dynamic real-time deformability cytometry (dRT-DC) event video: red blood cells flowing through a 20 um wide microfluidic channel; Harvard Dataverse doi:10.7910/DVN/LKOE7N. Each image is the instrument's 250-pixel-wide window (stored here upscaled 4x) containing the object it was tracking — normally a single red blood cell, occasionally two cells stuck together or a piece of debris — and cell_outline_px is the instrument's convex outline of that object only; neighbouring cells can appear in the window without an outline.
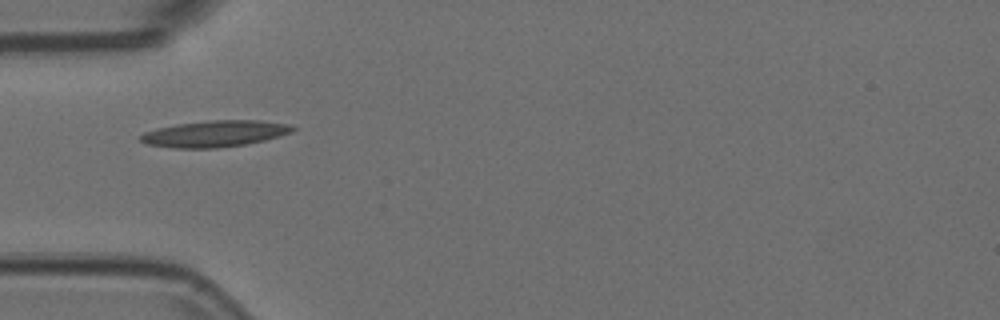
{"species": "Egyptian fruit bat (a non-hibernating species)", "species_latin": "Rousettus aegyptiacus", "temperature_condition": "room temperature", "stored_images_in_passage": 9, "camera_frame_rate_fps": 3000, "um_per_image_px": 0.085, "animal": {"sex": "female"}, "frame": {"image": 1, "passage_image": 1, "time_ms": 0.0, "image_size_px": [1000, 320], "cell_outline_px": [[296, 128], [292, 132], [264, 140], [244, 144], [216, 148], [176, 148], [148, 144], [140, 140], [140, 136], [144, 132], [156, 128], [176, 124], [208, 120], [260, 120], [292, 124]], "centroid_in_image_um": [18.28, 11.35], "position_along_channel_um": 66.7, "area_um2": 23.35}}
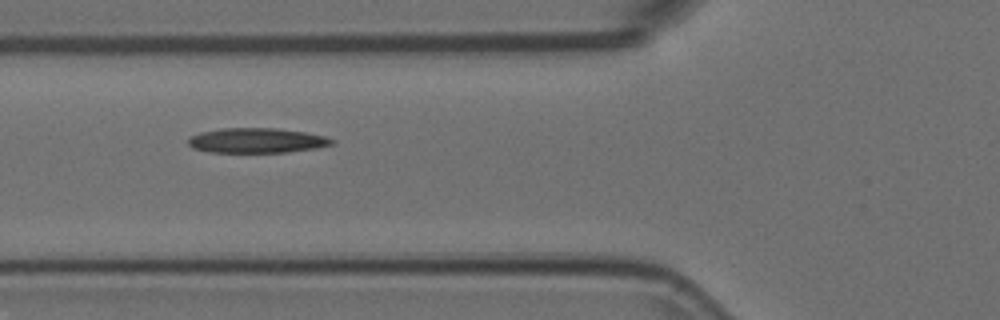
{"frame": {"image": 2, "passage_image": 4, "time_ms": 1.0, "image_size_px": [1000, 320], "cell_outline_px": [[336, 144], [316, 148], [288, 152], [208, 152], [192, 148], [188, 144], [188, 140], [192, 136], [200, 132], [220, 128], [276, 128], [304, 132], [324, 136], [336, 140]], "centroid_in_image_um": [21.84, 11.94], "position_along_channel_um": 104.0, "area_um2": 20.92}}
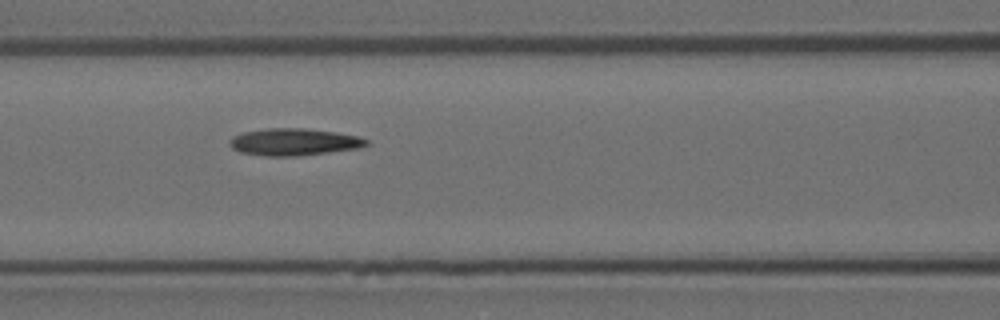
{"frame": {"image": 3, "passage_image": 7, "time_ms": 2.0, "image_size_px": [1000, 320], "cell_outline_px": [[368, 144], [360, 148], [296, 156], [264, 156], [240, 152], [232, 148], [228, 144], [228, 140], [232, 136], [244, 132], [268, 128], [304, 128], [336, 132], [360, 136], [368, 140]], "centroid_in_image_um": [24.97, 12.06], "position_along_channel_um": 141.6, "area_um2": 21.68}}